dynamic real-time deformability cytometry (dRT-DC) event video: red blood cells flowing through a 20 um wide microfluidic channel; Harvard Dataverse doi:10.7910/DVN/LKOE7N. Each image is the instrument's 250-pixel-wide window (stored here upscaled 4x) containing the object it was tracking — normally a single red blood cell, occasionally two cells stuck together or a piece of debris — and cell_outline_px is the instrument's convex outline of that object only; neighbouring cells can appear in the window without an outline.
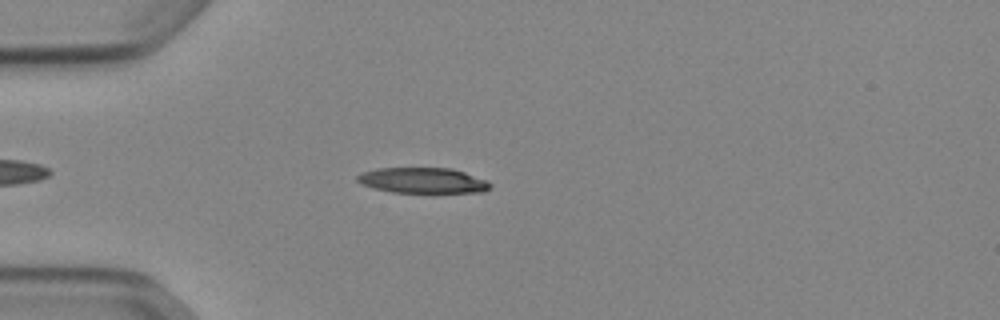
{"species": "Egyptian fruit bat (a non-hibernating species)", "species_latin": "Rousettus aegyptiacus", "temperature_condition": "cold", "stored_images_in_passage": 41, "camera_frame_rate_fps": 3000, "um_per_image_px": 0.085, "animal": {"sex": "female"}, "frame": {"image": 1, "passage_image": 7, "time_ms": 2.0, "image_size_px": [1000, 320], "cell_outline_px": [[492, 188], [484, 192], [432, 196], [392, 192], [372, 188], [360, 184], [356, 180], [356, 176], [364, 172], [376, 168], [452, 168], [488, 180], [492, 184]], "centroid_in_image_um": [36.02, 15.4], "position_along_channel_um": 49.0, "area_um2": 21.21}}
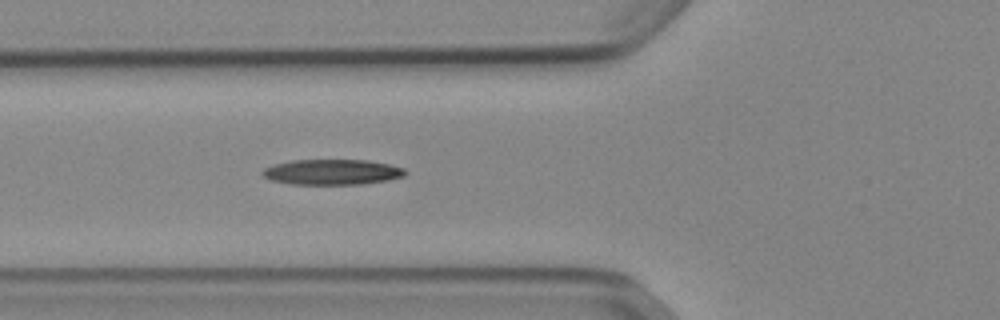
{"frame": {"image": 2, "passage_image": 12, "time_ms": 3.667, "image_size_px": [1000, 320], "cell_outline_px": [[408, 172], [404, 176], [388, 180], [360, 184], [292, 184], [272, 180], [264, 176], [260, 172], [264, 168], [272, 164], [292, 160], [368, 160], [388, 164], [404, 168]], "centroid_in_image_um": [28.23, 14.62], "position_along_channel_um": 97.6, "area_um2": 21.15}}
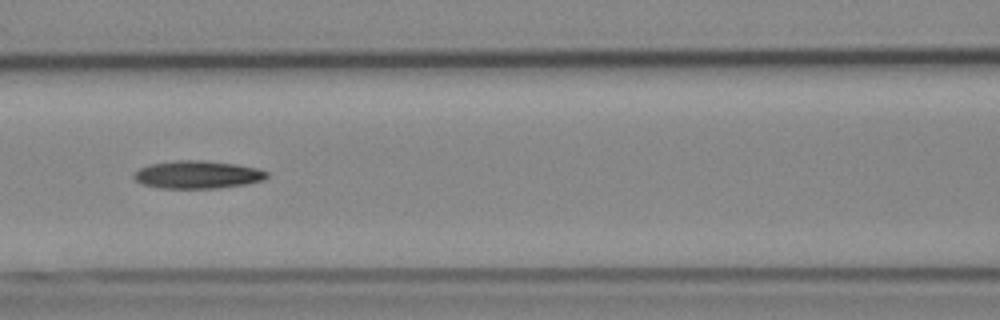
{"frame": {"image": 3, "passage_image": 16, "time_ms": 5.0, "image_size_px": [1000, 320], "cell_outline_px": [[268, 176], [264, 180], [248, 184], [216, 188], [160, 188], [140, 184], [132, 176], [132, 172], [148, 164], [176, 160], [204, 160], [236, 164], [256, 168], [268, 172]], "centroid_in_image_um": [16.75, 14.84], "position_along_channel_um": 149.8, "area_um2": 21.79}, "authors_computed_cell_mechanics": {"area_um2": 20.5768, "velocity_mm_per_s": 3.8952, "shape_relaxation_time_tau1_ms": 8.5358, "shape_relaxation_time_tau2_ms": null, "deformation_change_tau1": 0.1866, "deformation_change_tau2": null}}